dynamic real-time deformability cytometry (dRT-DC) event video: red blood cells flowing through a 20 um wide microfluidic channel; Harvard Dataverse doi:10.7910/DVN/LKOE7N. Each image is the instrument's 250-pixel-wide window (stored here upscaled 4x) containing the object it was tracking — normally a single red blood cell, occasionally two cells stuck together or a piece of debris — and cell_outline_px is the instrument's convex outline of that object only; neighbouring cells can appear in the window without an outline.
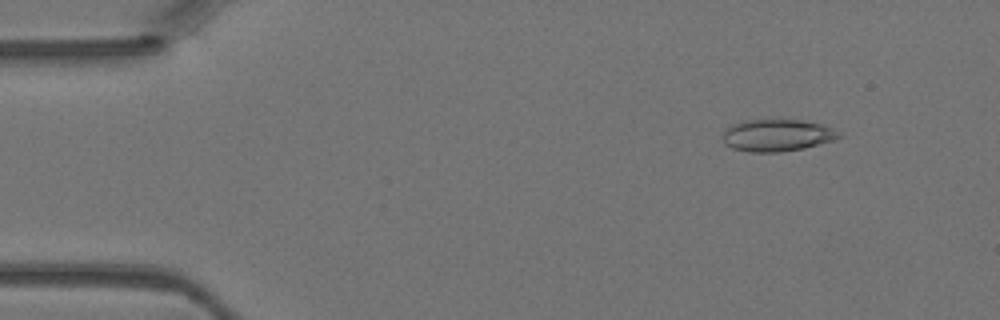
{"species": "Egyptian fruit bat (a non-hibernating species)", "species_latin": "Rousettus aegyptiacus", "temperature_condition": "warm", "stored_images_in_passage": 45, "camera_frame_rate_fps": 3000, "um_per_image_px": 0.085, "animal": {"sex": "female"}, "frame": {"image": 1, "passage_image": 5, "time_ms": 1.333, "image_size_px": [1000, 320], "cell_outline_px": [[844, 136], [832, 140], [804, 148], [780, 152], [748, 152], [732, 148], [724, 144], [724, 128], [732, 124], [744, 120], [804, 120], [820, 124], [832, 128], [840, 132]], "centroid_in_image_um": [66.04, 11.5], "position_along_channel_um": 19.0, "area_um2": 21.73}}
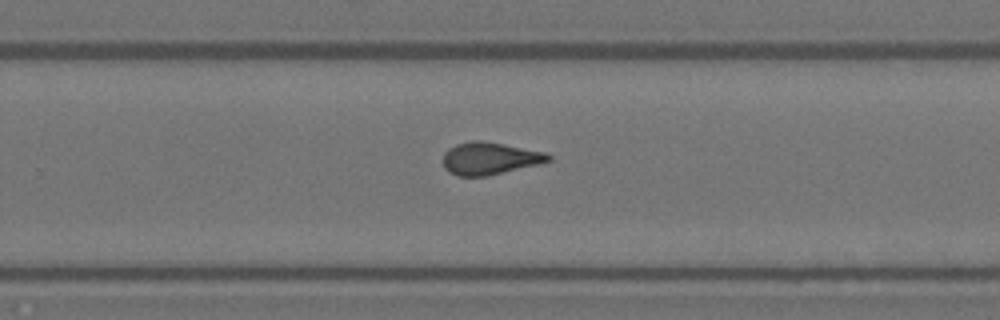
{"frame": {"image": 2, "passage_image": 29, "time_ms": 9.333, "image_size_px": [1000, 320], "cell_outline_px": [[552, 160], [488, 176], [456, 176], [448, 172], [444, 168], [444, 152], [448, 148], [456, 144], [472, 140], [480, 140], [504, 144], [544, 152], [552, 156]], "centroid_in_image_um": [41.58, 13.46], "position_along_channel_um": 288.2, "area_um2": 19.77}}
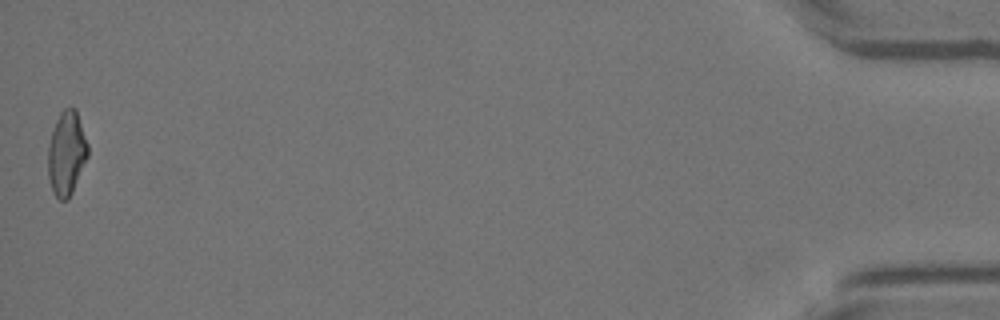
{"frame": {"image": 3, "passage_image": 45, "time_ms": 14.667, "image_size_px": [1000, 320], "cell_outline_px": [[88, 156], [72, 192], [68, 200], [60, 200], [52, 192], [48, 176], [48, 148], [52, 132], [56, 120], [60, 112], [64, 108], [76, 108], [88, 144]], "centroid_in_image_um": [5.66, 13.03], "position_along_channel_um": 429.5, "area_um2": 19.48}}